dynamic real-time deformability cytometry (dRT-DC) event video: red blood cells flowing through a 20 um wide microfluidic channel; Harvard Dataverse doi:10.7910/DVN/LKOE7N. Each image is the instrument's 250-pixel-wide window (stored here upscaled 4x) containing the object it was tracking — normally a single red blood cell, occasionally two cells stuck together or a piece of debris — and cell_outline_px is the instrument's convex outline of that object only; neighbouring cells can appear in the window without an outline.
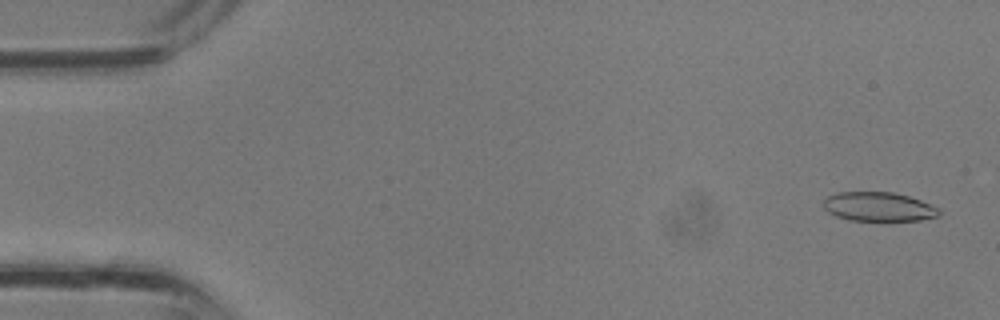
{"species": "common noctule bat (a hibernating species)", "species_latin": "Nyctalus noctula", "temperature_condition": "room temperature", "stored_images_in_passage": 9, "camera_frame_rate_fps": 3000, "um_per_image_px": 0.085, "animal": {"sex": "male", "body_mass_g": 13.3}, "frame": {"image": 1, "passage_image": 2, "time_ms": 0.333, "image_size_px": [1000, 320], "cell_outline_px": [[940, 216], [920, 220], [888, 224], [884, 224], [848, 220], [836, 216], [828, 212], [824, 208], [824, 200], [828, 196], [836, 192], [892, 192], [908, 196], [920, 200], [940, 208]], "centroid_in_image_um": [74.71, 17.63], "position_along_channel_um": 10.3, "area_um2": 20.69}}